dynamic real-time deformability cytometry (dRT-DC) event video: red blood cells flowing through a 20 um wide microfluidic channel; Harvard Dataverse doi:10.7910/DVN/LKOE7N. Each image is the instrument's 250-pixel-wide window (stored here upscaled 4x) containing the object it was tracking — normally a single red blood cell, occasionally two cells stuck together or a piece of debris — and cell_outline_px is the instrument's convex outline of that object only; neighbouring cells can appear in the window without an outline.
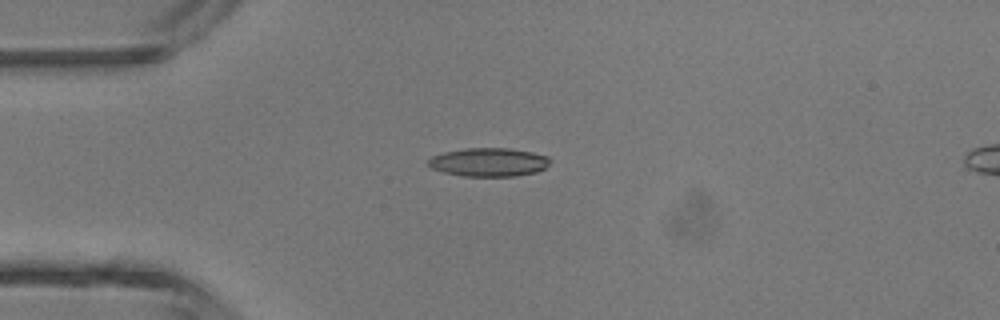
{"species": "common noctule bat (a hibernating species)", "species_latin": "Nyctalus noctula", "temperature_condition": "room temperature", "stored_images_in_passage": 4, "camera_frame_rate_fps": 3000, "um_per_image_px": 0.085, "animal": {"sex": "male", "body_mass_g": 13.3}, "frame": {"image": 1, "passage_image": 3, "time_ms": 3.333, "image_size_px": [1000, 320], "cell_outline_px": [[552, 160], [544, 168], [536, 172], [516, 176], [460, 176], [444, 172], [432, 168], [424, 164], [424, 160], [432, 156], [444, 152], [464, 148], [508, 148], [532, 152], [548, 156]], "centroid_in_image_um": [41.49, 13.78], "position_along_channel_um": 43.5, "area_um2": 20.52}}